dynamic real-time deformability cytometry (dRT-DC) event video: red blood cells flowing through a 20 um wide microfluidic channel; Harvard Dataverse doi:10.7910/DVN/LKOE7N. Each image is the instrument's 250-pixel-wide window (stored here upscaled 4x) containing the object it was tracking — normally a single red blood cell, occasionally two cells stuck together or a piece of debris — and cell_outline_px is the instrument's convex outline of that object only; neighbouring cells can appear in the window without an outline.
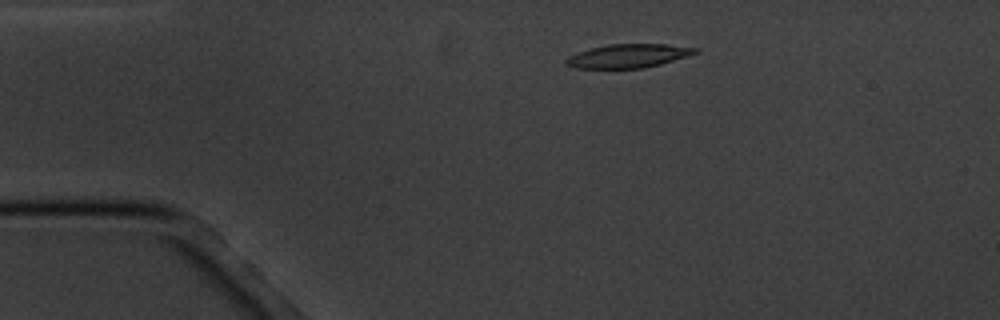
{"species": "common noctule bat (a hibernating species)", "species_latin": "Nyctalus noctula", "temperature_condition": "cold", "stored_images_in_passage": 3, "camera_frame_rate_fps": 3000, "um_per_image_px": 0.085, "animal": {"sex": "male", "body_mass_g": 20.1, "forearm_length_mm": 53.5}, "frame": {"image": 1, "passage_image": 2, "time_ms": 1.333, "image_size_px": [1000, 320], "cell_outline_px": [[700, 52], [660, 64], [644, 68], [576, 68], [564, 64], [564, 60], [568, 56], [588, 48], [608, 44], [668, 44], [700, 48]], "centroid_in_image_um": [53.39, 4.74], "position_along_channel_um": 31.6, "area_um2": 17.98}}